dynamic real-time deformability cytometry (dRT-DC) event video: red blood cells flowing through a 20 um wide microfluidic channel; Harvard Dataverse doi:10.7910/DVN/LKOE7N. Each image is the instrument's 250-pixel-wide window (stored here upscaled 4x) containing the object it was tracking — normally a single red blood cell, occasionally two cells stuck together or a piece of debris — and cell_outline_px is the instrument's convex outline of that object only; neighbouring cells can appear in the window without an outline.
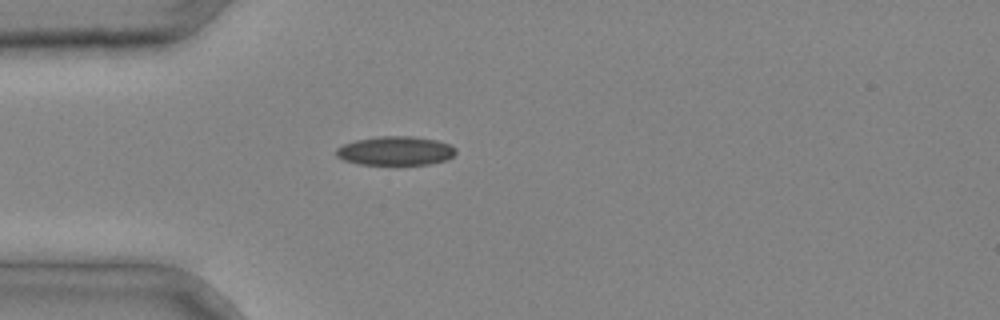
{"species": "common noctule bat (a hibernating species)", "species_latin": "Nyctalus noctula", "temperature_condition": "cold", "stored_images_in_passage": 1, "camera_frame_rate_fps": 3000, "um_per_image_px": 0.085, "animal": {"sex": "male", "body_mass_g": 20.4}, "frame": {"image": 1, "passage_image": 1, "time_ms": 0.0, "image_size_px": [1000, 320], "cell_outline_px": [[456, 152], [452, 156], [444, 160], [428, 164], [360, 164], [344, 160], [336, 156], [336, 148], [344, 144], [356, 140], [376, 136], [412, 136], [436, 140], [448, 144], [456, 148]], "centroid_in_image_um": [33.59, 12.81], "position_along_channel_um": 51.4, "area_um2": 20.0}}